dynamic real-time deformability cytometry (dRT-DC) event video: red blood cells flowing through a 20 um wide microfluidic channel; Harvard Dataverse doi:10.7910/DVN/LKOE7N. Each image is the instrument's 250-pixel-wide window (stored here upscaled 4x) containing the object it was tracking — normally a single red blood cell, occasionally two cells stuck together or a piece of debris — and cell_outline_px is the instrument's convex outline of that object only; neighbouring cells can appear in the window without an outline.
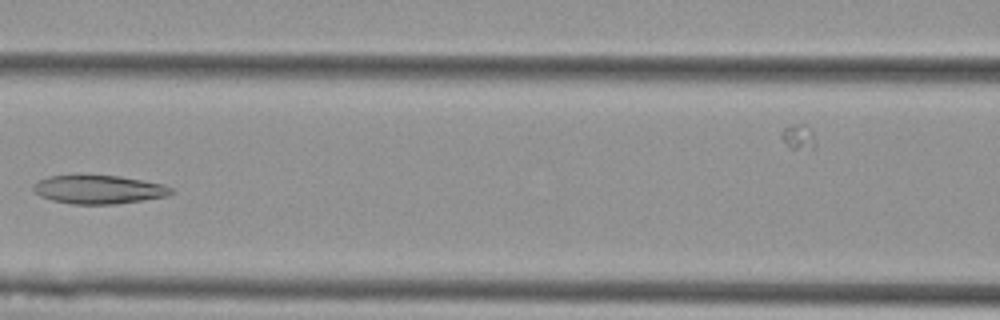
{"species": "Egyptian fruit bat (a non-hibernating species)", "species_latin": "Rousettus aegyptiacus", "temperature_condition": "cold", "stored_images_in_passage": 7, "camera_frame_rate_fps": 3000, "um_per_image_px": 0.085, "animal": {"sex": "female"}, "frame": {"image": 1, "passage_image": 5, "time_ms": 1.333, "image_size_px": [1000, 320], "cell_outline_px": [[176, 192], [168, 196], [144, 200], [116, 204], [72, 204], [52, 200], [40, 196], [32, 188], [32, 184], [48, 176], [120, 176], [164, 184], [172, 188]], "centroid_in_image_um": [8.44, 16.12], "position_along_channel_um": 158.2, "area_um2": 22.89}}
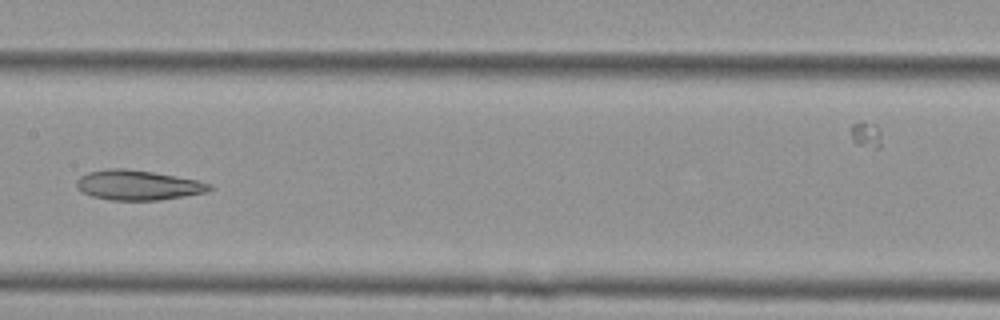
{"frame": {"image": 2, "passage_image": 6, "time_ms": 1.667, "image_size_px": [1000, 320], "cell_outline_px": [[212, 188], [208, 192], [160, 200], [112, 200], [92, 196], [80, 192], [76, 188], [76, 180], [80, 176], [88, 172], [108, 168], [128, 168], [200, 180], [212, 184]], "centroid_in_image_um": [11.72, 15.73], "position_along_channel_um": 195.7, "area_um2": 23.41}}